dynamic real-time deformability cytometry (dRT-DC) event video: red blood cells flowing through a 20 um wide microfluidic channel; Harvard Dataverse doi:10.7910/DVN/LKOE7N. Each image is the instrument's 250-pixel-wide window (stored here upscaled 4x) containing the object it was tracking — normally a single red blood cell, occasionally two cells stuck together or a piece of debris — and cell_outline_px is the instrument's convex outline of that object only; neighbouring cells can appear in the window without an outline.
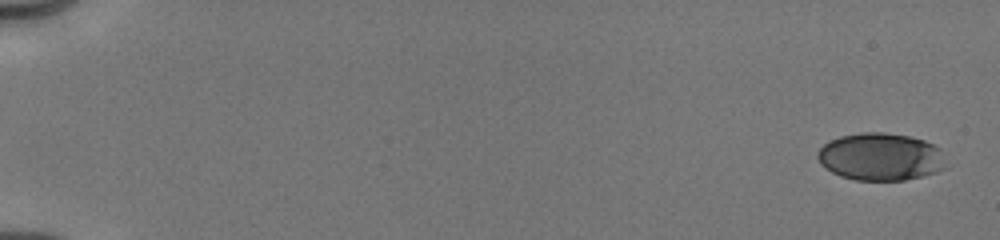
{"species": "human", "species_latin": "Homo sapiens", "temperature_condition": "cold", "stored_images_in_passage": 21, "camera_frame_rate_fps": 3000, "um_per_image_px": 0.085, "donor": {"sex": "male"}, "frame": {"image": 1, "passage_image": 1, "time_ms": 0.0, "image_size_px": [1000, 240], "cell_outline_px": [[948, 168], [936, 172], [904, 180], [856, 180], [840, 176], [832, 172], [820, 164], [816, 156], [816, 152], [824, 144], [840, 136], [860, 132], [884, 132], [908, 136], [924, 140], [940, 148]], "centroid_in_image_um": [74.85, 13.32], "position_along_channel_um": 10.2, "area_um2": 35.72}}
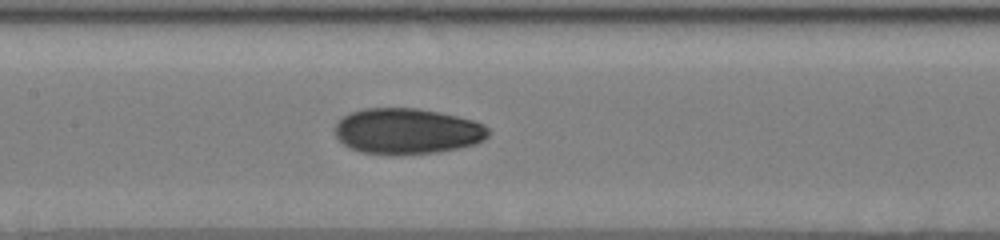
{"frame": {"image": 2, "passage_image": 12, "time_ms": 8.667, "image_size_px": [1000, 240], "cell_outline_px": [[488, 136], [484, 140], [476, 144], [436, 152], [360, 152], [344, 144], [336, 136], [336, 124], [348, 112], [364, 108], [416, 108], [440, 112], [472, 120], [484, 124], [488, 128]], "centroid_in_image_um": [34.63, 11.1], "position_along_channel_um": 172.8, "area_um2": 40.0}}
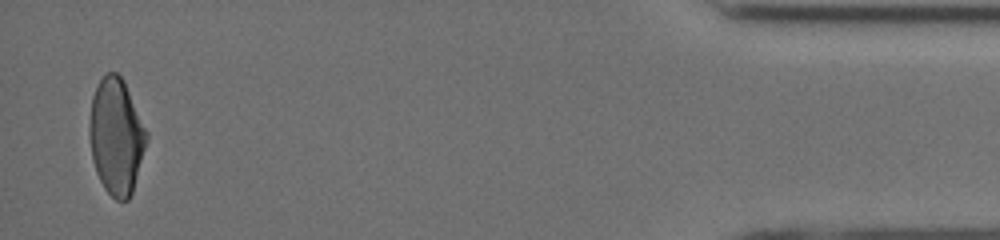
{"frame": {"image": 3, "passage_image": 21, "time_ms": 16.667, "image_size_px": [1000, 240], "cell_outline_px": [[148, 140], [132, 192], [128, 200], [116, 200], [104, 188], [96, 172], [92, 160], [88, 136], [88, 128], [92, 96], [96, 84], [108, 72], [116, 72], [124, 80], [148, 132]], "centroid_in_image_um": [9.87, 11.57], "position_along_channel_um": 425.3, "area_um2": 38.96}, "authors_computed_cell_mechanics": {"area_um2": 38.9572, "velocity_mm_per_s": 4.0272, "shape_relaxation_time_tau1_ms": 6.5094, "shape_relaxation_time_tau2_ms": 1.5496, "deformation_change_tau1": 0.1555, "deformation_change_tau2": 0.0498}}